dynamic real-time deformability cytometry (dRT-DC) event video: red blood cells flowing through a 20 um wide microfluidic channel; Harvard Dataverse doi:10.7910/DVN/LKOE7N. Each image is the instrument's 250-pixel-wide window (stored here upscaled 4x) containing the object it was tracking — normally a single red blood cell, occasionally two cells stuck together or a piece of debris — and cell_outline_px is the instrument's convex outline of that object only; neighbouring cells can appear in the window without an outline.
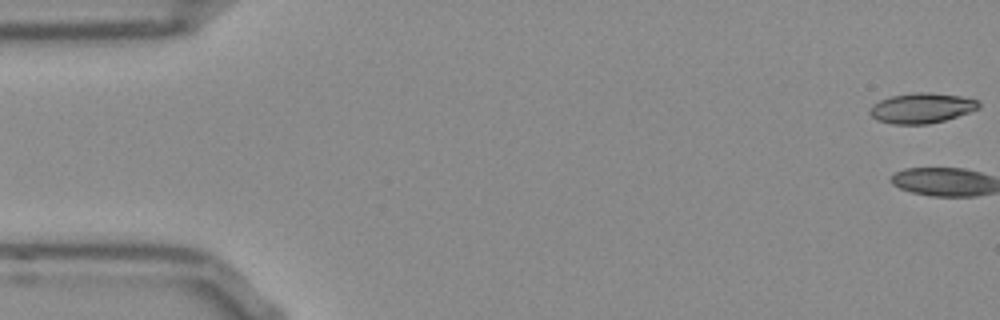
{"species": "Egyptian fruit bat (a non-hibernating species)", "species_latin": "Rousettus aegyptiacus", "temperature_condition": "room temperature", "stored_images_in_passage": 3, "camera_frame_rate_fps": 3000, "um_per_image_px": 0.085, "frame": {"image": 1, "passage_image": 1, "time_ms": 0.0, "image_size_px": [1000, 320], "cell_outline_px": [[980, 108], [944, 120], [928, 124], [892, 124], [876, 120], [868, 112], [872, 104], [880, 100], [892, 96], [912, 92], [928, 92], [960, 96], [976, 100], [980, 104]], "centroid_in_image_um": [78.29, 9.18], "position_along_channel_um": 6.7, "area_um2": 19.07}}